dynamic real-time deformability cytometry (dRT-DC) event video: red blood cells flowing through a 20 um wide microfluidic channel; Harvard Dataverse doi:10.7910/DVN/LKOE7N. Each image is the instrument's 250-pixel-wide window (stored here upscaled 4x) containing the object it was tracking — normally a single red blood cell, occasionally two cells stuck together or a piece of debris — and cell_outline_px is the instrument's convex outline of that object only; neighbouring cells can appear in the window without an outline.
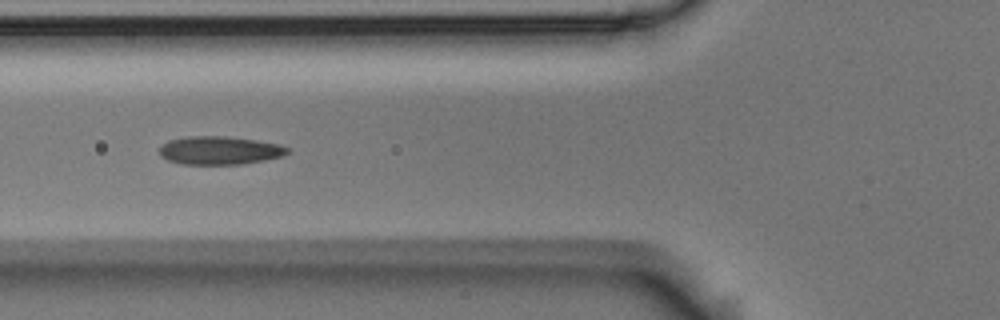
{"species": "Egyptian fruit bat (a non-hibernating species)", "species_latin": "Rousettus aegyptiacus", "temperature_condition": "room temperature", "stored_images_in_passage": 9, "camera_frame_rate_fps": 3000, "um_per_image_px": 0.085, "animal": {"sex": "male"}, "frame": {"image": 1, "passage_image": 6, "time_ms": 1.667, "image_size_px": [1000, 320], "cell_outline_px": [[292, 148], [288, 152], [280, 156], [264, 160], [240, 164], [180, 164], [168, 160], [160, 156], [160, 148], [168, 140], [188, 136], [224, 136], [256, 140], [280, 144]], "centroid_in_image_um": [18.67, 12.78], "position_along_channel_um": 107.1, "area_um2": 21.04}}
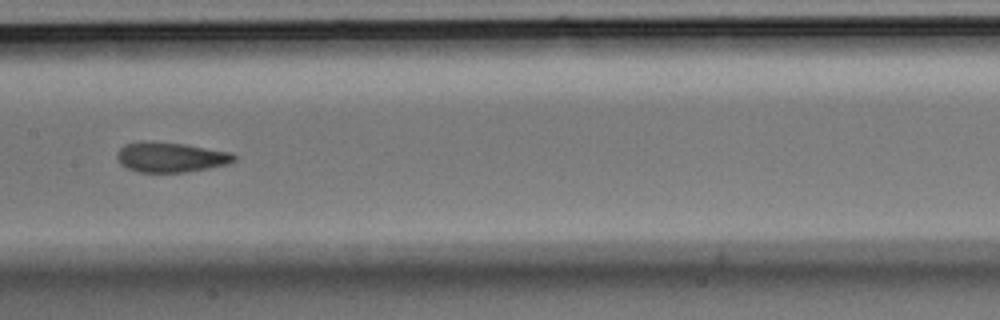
{"frame": {"image": 2, "passage_image": 8, "time_ms": 2.333, "image_size_px": [1000, 320], "cell_outline_px": [[236, 160], [224, 164], [184, 172], [136, 172], [120, 164], [116, 156], [120, 148], [124, 144], [140, 140], [152, 140], [184, 144], [232, 152], [236, 156]], "centroid_in_image_um": [14.44, 13.33], "position_along_channel_um": 193.0, "area_um2": 20.52}}
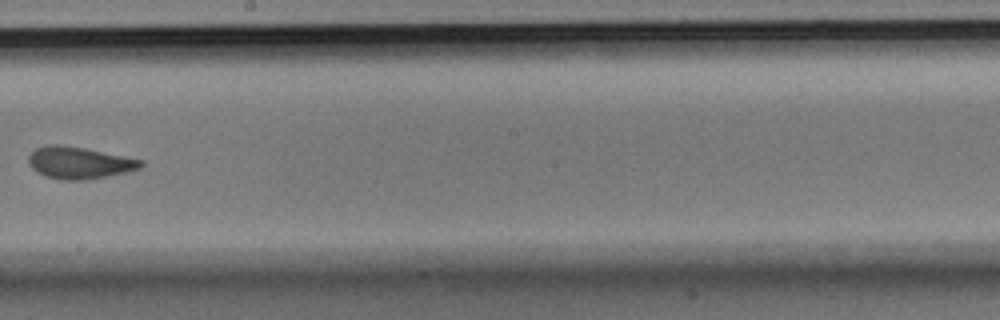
{"frame": {"image": 3, "passage_image": 9, "time_ms": 2.667, "image_size_px": [1000, 320], "cell_outline_px": [[144, 164], [140, 168], [108, 176], [84, 180], [60, 180], [44, 176], [36, 172], [28, 164], [28, 156], [36, 148], [44, 144], [60, 144], [84, 148], [144, 160]], "centroid_in_image_um": [6.69, 13.83], "position_along_channel_um": 241.5, "area_um2": 21.04}}